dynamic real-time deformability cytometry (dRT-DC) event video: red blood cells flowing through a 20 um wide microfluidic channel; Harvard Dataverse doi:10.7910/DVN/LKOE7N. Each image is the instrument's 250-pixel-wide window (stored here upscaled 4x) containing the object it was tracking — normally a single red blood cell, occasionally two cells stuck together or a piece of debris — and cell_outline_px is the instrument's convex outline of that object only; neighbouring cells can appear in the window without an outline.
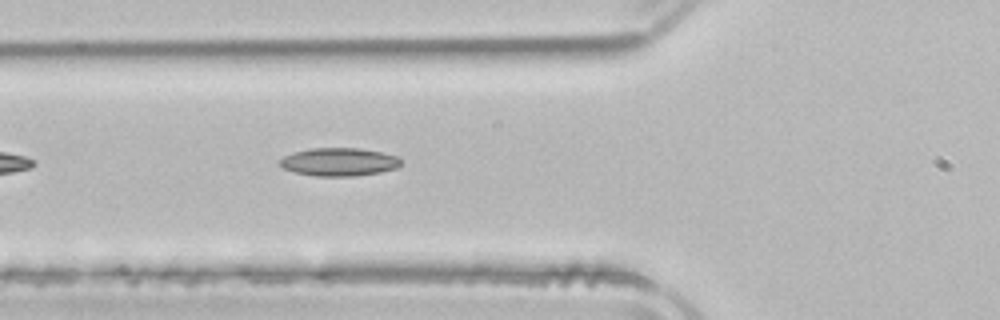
{"species": "common noctule bat (a hibernating species)", "species_latin": "Nyctalus noctula", "temperature_condition": "room temperature", "stored_images_in_passage": 10, "camera_frame_rate_fps": 3000, "um_per_image_px": 0.085, "animal": {"sex": "male", "body_mass_g": 21.5, "forearm_length_mm": 52.0}, "frame": {"image": 1, "passage_image": 6, "time_ms": 1.667, "image_size_px": [1000, 320], "cell_outline_px": [[404, 160], [396, 168], [380, 172], [356, 176], [316, 176], [296, 172], [280, 168], [280, 160], [284, 156], [292, 152], [312, 148], [360, 148], [380, 152], [396, 156]], "centroid_in_image_um": [28.81, 13.76], "position_along_channel_um": 97.0, "area_um2": 19.88}}